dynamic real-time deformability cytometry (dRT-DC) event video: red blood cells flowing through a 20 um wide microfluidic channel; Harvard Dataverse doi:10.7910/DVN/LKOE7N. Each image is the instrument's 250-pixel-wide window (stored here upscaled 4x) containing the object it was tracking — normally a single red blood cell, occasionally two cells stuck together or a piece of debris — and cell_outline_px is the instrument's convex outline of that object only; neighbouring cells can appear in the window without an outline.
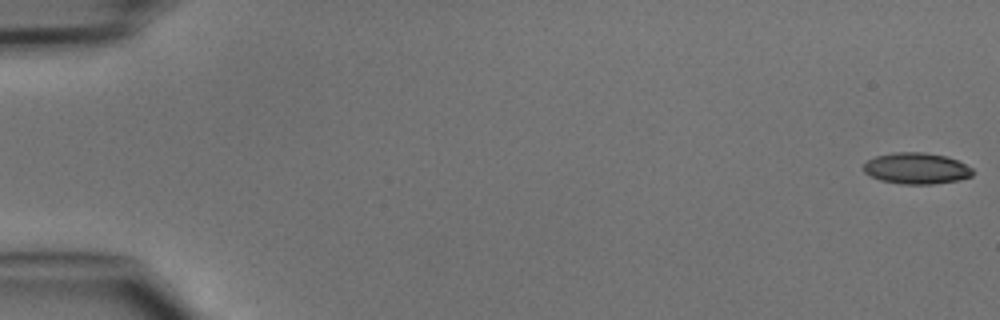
{"species": "common noctule bat (a hibernating species)", "species_latin": "Nyctalus noctula", "temperature_condition": "cold", "stored_images_in_passage": 48, "camera_frame_rate_fps": 3000, "um_per_image_px": 0.085, "animal": {"sex": "male", "body_mass_g": 15.6}, "frame": {"image": 1, "passage_image": 1, "time_ms": 0.0, "image_size_px": [1000, 320], "cell_outline_px": [[972, 176], [960, 180], [932, 184], [900, 184], [880, 180], [864, 172], [864, 164], [868, 160], [876, 156], [896, 152], [924, 152], [944, 156], [956, 160], [972, 168]], "centroid_in_image_um": [77.89, 14.32], "position_along_channel_um": 7.1, "area_um2": 19.71}}
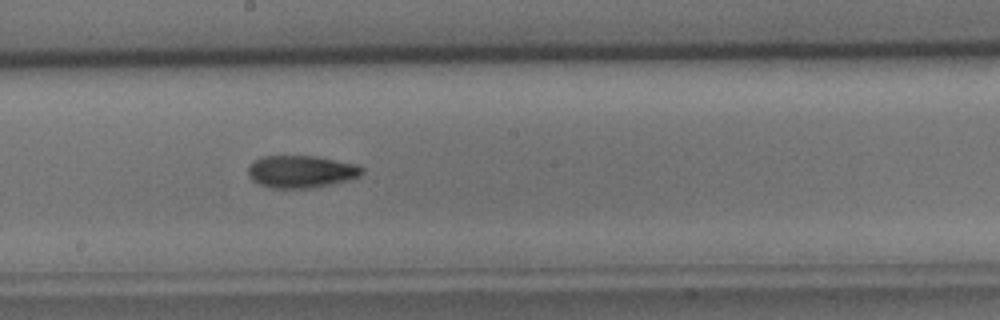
{"frame": {"image": 2, "passage_image": 27, "time_ms": 8.667, "image_size_px": [1000, 320], "cell_outline_px": [[364, 172], [360, 176], [348, 180], [312, 188], [272, 188], [260, 184], [252, 180], [248, 176], [248, 168], [252, 160], [260, 156], [316, 156], [356, 164], [364, 168]], "centroid_in_image_um": [25.58, 14.58], "position_along_channel_um": 222.6, "area_um2": 21.62}}
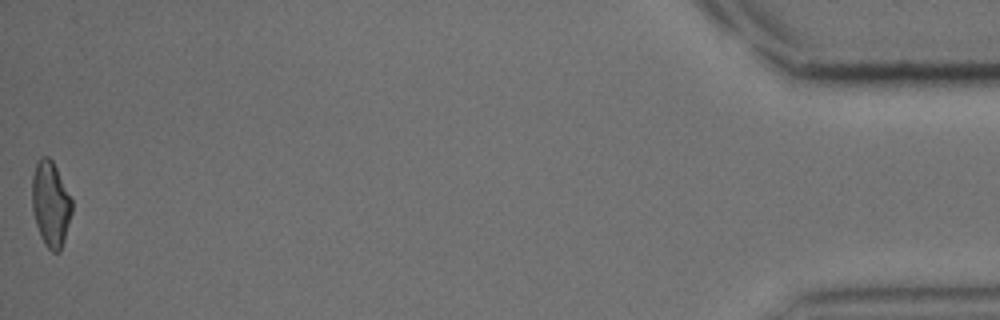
{"frame": {"image": 3, "passage_image": 48, "time_ms": 15.667, "image_size_px": [1000, 320], "cell_outline_px": [[72, 212], [64, 240], [60, 252], [52, 252], [44, 244], [40, 236], [32, 212], [32, 176], [36, 160], [40, 156], [48, 156], [52, 160], [72, 200]], "centroid_in_image_um": [4.28, 17.33], "position_along_channel_um": 430.9, "area_um2": 19.94}}